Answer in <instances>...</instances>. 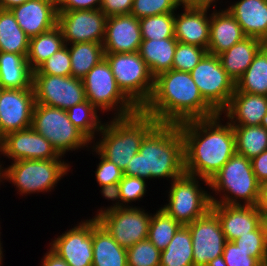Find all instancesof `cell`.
Returning <instances> with one entry per match:
<instances>
[{
    "label": "cell",
    "instance_id": "3",
    "mask_svg": "<svg viewBox=\"0 0 267 266\" xmlns=\"http://www.w3.org/2000/svg\"><path fill=\"white\" fill-rule=\"evenodd\" d=\"M123 173L147 181L166 178L170 182L185 173L184 141L178 124L158 123Z\"/></svg>",
    "mask_w": 267,
    "mask_h": 266
},
{
    "label": "cell",
    "instance_id": "54",
    "mask_svg": "<svg viewBox=\"0 0 267 266\" xmlns=\"http://www.w3.org/2000/svg\"><path fill=\"white\" fill-rule=\"evenodd\" d=\"M29 0H0V9L10 10L16 6H19Z\"/></svg>",
    "mask_w": 267,
    "mask_h": 266
},
{
    "label": "cell",
    "instance_id": "31",
    "mask_svg": "<svg viewBox=\"0 0 267 266\" xmlns=\"http://www.w3.org/2000/svg\"><path fill=\"white\" fill-rule=\"evenodd\" d=\"M64 46L62 31L58 26L30 38L26 56L30 68L33 71L36 70L44 61Z\"/></svg>",
    "mask_w": 267,
    "mask_h": 266
},
{
    "label": "cell",
    "instance_id": "47",
    "mask_svg": "<svg viewBox=\"0 0 267 266\" xmlns=\"http://www.w3.org/2000/svg\"><path fill=\"white\" fill-rule=\"evenodd\" d=\"M101 194L102 196L105 197L108 201H113L112 205L108 207H100V209H97L98 211L96 212L97 214L93 216L91 219L97 220L99 217L102 215L113 211V210H118L123 208L122 206V201H121V195H120V186L119 183H114V184H109V185H104L100 187Z\"/></svg>",
    "mask_w": 267,
    "mask_h": 266
},
{
    "label": "cell",
    "instance_id": "17",
    "mask_svg": "<svg viewBox=\"0 0 267 266\" xmlns=\"http://www.w3.org/2000/svg\"><path fill=\"white\" fill-rule=\"evenodd\" d=\"M73 228L57 235L49 242V248L66 261L69 266H92L93 219H82Z\"/></svg>",
    "mask_w": 267,
    "mask_h": 266
},
{
    "label": "cell",
    "instance_id": "14",
    "mask_svg": "<svg viewBox=\"0 0 267 266\" xmlns=\"http://www.w3.org/2000/svg\"><path fill=\"white\" fill-rule=\"evenodd\" d=\"M107 16L101 9L58 11L57 26L66 44L103 43Z\"/></svg>",
    "mask_w": 267,
    "mask_h": 266
},
{
    "label": "cell",
    "instance_id": "1",
    "mask_svg": "<svg viewBox=\"0 0 267 266\" xmlns=\"http://www.w3.org/2000/svg\"><path fill=\"white\" fill-rule=\"evenodd\" d=\"M221 116L178 124L184 141L185 173L209 181L236 153L233 127L227 120L224 125Z\"/></svg>",
    "mask_w": 267,
    "mask_h": 266
},
{
    "label": "cell",
    "instance_id": "42",
    "mask_svg": "<svg viewBox=\"0 0 267 266\" xmlns=\"http://www.w3.org/2000/svg\"><path fill=\"white\" fill-rule=\"evenodd\" d=\"M178 0H133L131 14L142 19L164 13H175L180 10Z\"/></svg>",
    "mask_w": 267,
    "mask_h": 266
},
{
    "label": "cell",
    "instance_id": "21",
    "mask_svg": "<svg viewBox=\"0 0 267 266\" xmlns=\"http://www.w3.org/2000/svg\"><path fill=\"white\" fill-rule=\"evenodd\" d=\"M227 241L249 234L263 223V214L256 206L212 203Z\"/></svg>",
    "mask_w": 267,
    "mask_h": 266
},
{
    "label": "cell",
    "instance_id": "30",
    "mask_svg": "<svg viewBox=\"0 0 267 266\" xmlns=\"http://www.w3.org/2000/svg\"><path fill=\"white\" fill-rule=\"evenodd\" d=\"M29 41L11 10L0 9V52L27 56Z\"/></svg>",
    "mask_w": 267,
    "mask_h": 266
},
{
    "label": "cell",
    "instance_id": "18",
    "mask_svg": "<svg viewBox=\"0 0 267 266\" xmlns=\"http://www.w3.org/2000/svg\"><path fill=\"white\" fill-rule=\"evenodd\" d=\"M35 104L33 87L0 88L1 140L7 133L31 127Z\"/></svg>",
    "mask_w": 267,
    "mask_h": 266
},
{
    "label": "cell",
    "instance_id": "8",
    "mask_svg": "<svg viewBox=\"0 0 267 266\" xmlns=\"http://www.w3.org/2000/svg\"><path fill=\"white\" fill-rule=\"evenodd\" d=\"M104 58L118 88L138 109H143L153 94L154 77L139 52L104 53Z\"/></svg>",
    "mask_w": 267,
    "mask_h": 266
},
{
    "label": "cell",
    "instance_id": "56",
    "mask_svg": "<svg viewBox=\"0 0 267 266\" xmlns=\"http://www.w3.org/2000/svg\"><path fill=\"white\" fill-rule=\"evenodd\" d=\"M3 245H2V243H1V239H0V266H2V262H3V257H4V255H3Z\"/></svg>",
    "mask_w": 267,
    "mask_h": 266
},
{
    "label": "cell",
    "instance_id": "58",
    "mask_svg": "<svg viewBox=\"0 0 267 266\" xmlns=\"http://www.w3.org/2000/svg\"><path fill=\"white\" fill-rule=\"evenodd\" d=\"M261 126L267 130V113L262 119Z\"/></svg>",
    "mask_w": 267,
    "mask_h": 266
},
{
    "label": "cell",
    "instance_id": "10",
    "mask_svg": "<svg viewBox=\"0 0 267 266\" xmlns=\"http://www.w3.org/2000/svg\"><path fill=\"white\" fill-rule=\"evenodd\" d=\"M86 99L102 114L112 111V117H125L139 109L122 93L116 84L111 67L103 58L82 79Z\"/></svg>",
    "mask_w": 267,
    "mask_h": 266
},
{
    "label": "cell",
    "instance_id": "44",
    "mask_svg": "<svg viewBox=\"0 0 267 266\" xmlns=\"http://www.w3.org/2000/svg\"><path fill=\"white\" fill-rule=\"evenodd\" d=\"M40 74L71 76V60L68 46L65 45L59 51L55 52L37 69Z\"/></svg>",
    "mask_w": 267,
    "mask_h": 266
},
{
    "label": "cell",
    "instance_id": "43",
    "mask_svg": "<svg viewBox=\"0 0 267 266\" xmlns=\"http://www.w3.org/2000/svg\"><path fill=\"white\" fill-rule=\"evenodd\" d=\"M147 180L124 175L119 182L120 195L123 207H134L132 202L139 201L147 193Z\"/></svg>",
    "mask_w": 267,
    "mask_h": 266
},
{
    "label": "cell",
    "instance_id": "12",
    "mask_svg": "<svg viewBox=\"0 0 267 266\" xmlns=\"http://www.w3.org/2000/svg\"><path fill=\"white\" fill-rule=\"evenodd\" d=\"M32 87L36 104L68 110L87 100L83 81L73 76L46 75L34 70Z\"/></svg>",
    "mask_w": 267,
    "mask_h": 266
},
{
    "label": "cell",
    "instance_id": "36",
    "mask_svg": "<svg viewBox=\"0 0 267 266\" xmlns=\"http://www.w3.org/2000/svg\"><path fill=\"white\" fill-rule=\"evenodd\" d=\"M99 110L86 100L66 110L69 120L79 129L91 142L97 140L96 136L101 131L105 121H101Z\"/></svg>",
    "mask_w": 267,
    "mask_h": 266
},
{
    "label": "cell",
    "instance_id": "51",
    "mask_svg": "<svg viewBox=\"0 0 267 266\" xmlns=\"http://www.w3.org/2000/svg\"><path fill=\"white\" fill-rule=\"evenodd\" d=\"M47 250V253L41 258V266H69L65 260L59 257L50 248Z\"/></svg>",
    "mask_w": 267,
    "mask_h": 266
},
{
    "label": "cell",
    "instance_id": "28",
    "mask_svg": "<svg viewBox=\"0 0 267 266\" xmlns=\"http://www.w3.org/2000/svg\"><path fill=\"white\" fill-rule=\"evenodd\" d=\"M32 80L33 70L25 55L0 52L1 89H27Z\"/></svg>",
    "mask_w": 267,
    "mask_h": 266
},
{
    "label": "cell",
    "instance_id": "46",
    "mask_svg": "<svg viewBox=\"0 0 267 266\" xmlns=\"http://www.w3.org/2000/svg\"><path fill=\"white\" fill-rule=\"evenodd\" d=\"M247 253L233 241H227L222 256L227 266H264L257 258L250 257Z\"/></svg>",
    "mask_w": 267,
    "mask_h": 266
},
{
    "label": "cell",
    "instance_id": "19",
    "mask_svg": "<svg viewBox=\"0 0 267 266\" xmlns=\"http://www.w3.org/2000/svg\"><path fill=\"white\" fill-rule=\"evenodd\" d=\"M142 34L139 19L130 14L107 17L104 53L139 52Z\"/></svg>",
    "mask_w": 267,
    "mask_h": 266
},
{
    "label": "cell",
    "instance_id": "59",
    "mask_svg": "<svg viewBox=\"0 0 267 266\" xmlns=\"http://www.w3.org/2000/svg\"><path fill=\"white\" fill-rule=\"evenodd\" d=\"M0 141H1V120H0Z\"/></svg>",
    "mask_w": 267,
    "mask_h": 266
},
{
    "label": "cell",
    "instance_id": "52",
    "mask_svg": "<svg viewBox=\"0 0 267 266\" xmlns=\"http://www.w3.org/2000/svg\"><path fill=\"white\" fill-rule=\"evenodd\" d=\"M219 0H182L180 6L188 8H217V3ZM212 5V6H211Z\"/></svg>",
    "mask_w": 267,
    "mask_h": 266
},
{
    "label": "cell",
    "instance_id": "40",
    "mask_svg": "<svg viewBox=\"0 0 267 266\" xmlns=\"http://www.w3.org/2000/svg\"><path fill=\"white\" fill-rule=\"evenodd\" d=\"M126 250L128 266H160L161 251L149 239Z\"/></svg>",
    "mask_w": 267,
    "mask_h": 266
},
{
    "label": "cell",
    "instance_id": "48",
    "mask_svg": "<svg viewBox=\"0 0 267 266\" xmlns=\"http://www.w3.org/2000/svg\"><path fill=\"white\" fill-rule=\"evenodd\" d=\"M57 11L97 10L102 0H55Z\"/></svg>",
    "mask_w": 267,
    "mask_h": 266
},
{
    "label": "cell",
    "instance_id": "49",
    "mask_svg": "<svg viewBox=\"0 0 267 266\" xmlns=\"http://www.w3.org/2000/svg\"><path fill=\"white\" fill-rule=\"evenodd\" d=\"M133 0H102L100 9L107 17L130 14Z\"/></svg>",
    "mask_w": 267,
    "mask_h": 266
},
{
    "label": "cell",
    "instance_id": "37",
    "mask_svg": "<svg viewBox=\"0 0 267 266\" xmlns=\"http://www.w3.org/2000/svg\"><path fill=\"white\" fill-rule=\"evenodd\" d=\"M182 225L163 209L158 208L152 214L148 239L160 250L163 251L173 239L175 233Z\"/></svg>",
    "mask_w": 267,
    "mask_h": 266
},
{
    "label": "cell",
    "instance_id": "22",
    "mask_svg": "<svg viewBox=\"0 0 267 266\" xmlns=\"http://www.w3.org/2000/svg\"><path fill=\"white\" fill-rule=\"evenodd\" d=\"M181 14L174 13V37L183 44L208 49L210 9L180 7ZM178 13V14H177Z\"/></svg>",
    "mask_w": 267,
    "mask_h": 266
},
{
    "label": "cell",
    "instance_id": "23",
    "mask_svg": "<svg viewBox=\"0 0 267 266\" xmlns=\"http://www.w3.org/2000/svg\"><path fill=\"white\" fill-rule=\"evenodd\" d=\"M267 113V96L239 92L236 88L227 107L220 113L231 125H261ZM226 117V118H225Z\"/></svg>",
    "mask_w": 267,
    "mask_h": 266
},
{
    "label": "cell",
    "instance_id": "7",
    "mask_svg": "<svg viewBox=\"0 0 267 266\" xmlns=\"http://www.w3.org/2000/svg\"><path fill=\"white\" fill-rule=\"evenodd\" d=\"M170 184L168 202L160 208L181 225L193 223L211 209L210 192L207 191L209 181L183 173ZM201 184H205L208 188L205 190Z\"/></svg>",
    "mask_w": 267,
    "mask_h": 266
},
{
    "label": "cell",
    "instance_id": "5",
    "mask_svg": "<svg viewBox=\"0 0 267 266\" xmlns=\"http://www.w3.org/2000/svg\"><path fill=\"white\" fill-rule=\"evenodd\" d=\"M259 187L251 160L237 152L209 180L211 202L217 204L256 206Z\"/></svg>",
    "mask_w": 267,
    "mask_h": 266
},
{
    "label": "cell",
    "instance_id": "45",
    "mask_svg": "<svg viewBox=\"0 0 267 266\" xmlns=\"http://www.w3.org/2000/svg\"><path fill=\"white\" fill-rule=\"evenodd\" d=\"M91 149L94 152L92 154L99 155L98 159L101 160L95 170V179L99 187L119 183L124 176L123 171L117 165L104 158L93 146H91Z\"/></svg>",
    "mask_w": 267,
    "mask_h": 266
},
{
    "label": "cell",
    "instance_id": "27",
    "mask_svg": "<svg viewBox=\"0 0 267 266\" xmlns=\"http://www.w3.org/2000/svg\"><path fill=\"white\" fill-rule=\"evenodd\" d=\"M92 245V266H128L126 248L121 247L95 219H93Z\"/></svg>",
    "mask_w": 267,
    "mask_h": 266
},
{
    "label": "cell",
    "instance_id": "13",
    "mask_svg": "<svg viewBox=\"0 0 267 266\" xmlns=\"http://www.w3.org/2000/svg\"><path fill=\"white\" fill-rule=\"evenodd\" d=\"M152 213L141 207H123L97 219L121 247L129 248L148 239Z\"/></svg>",
    "mask_w": 267,
    "mask_h": 266
},
{
    "label": "cell",
    "instance_id": "2",
    "mask_svg": "<svg viewBox=\"0 0 267 266\" xmlns=\"http://www.w3.org/2000/svg\"><path fill=\"white\" fill-rule=\"evenodd\" d=\"M158 123L179 124L218 113L204 100L190 72L169 70L154 78V90L142 109Z\"/></svg>",
    "mask_w": 267,
    "mask_h": 266
},
{
    "label": "cell",
    "instance_id": "15",
    "mask_svg": "<svg viewBox=\"0 0 267 266\" xmlns=\"http://www.w3.org/2000/svg\"><path fill=\"white\" fill-rule=\"evenodd\" d=\"M186 226L191 232L194 266H206L223 254L227 240L220 220L212 209Z\"/></svg>",
    "mask_w": 267,
    "mask_h": 266
},
{
    "label": "cell",
    "instance_id": "38",
    "mask_svg": "<svg viewBox=\"0 0 267 266\" xmlns=\"http://www.w3.org/2000/svg\"><path fill=\"white\" fill-rule=\"evenodd\" d=\"M142 40L174 37V13H164L139 19Z\"/></svg>",
    "mask_w": 267,
    "mask_h": 266
},
{
    "label": "cell",
    "instance_id": "32",
    "mask_svg": "<svg viewBox=\"0 0 267 266\" xmlns=\"http://www.w3.org/2000/svg\"><path fill=\"white\" fill-rule=\"evenodd\" d=\"M66 45L71 60V76L74 78L82 80L104 58L102 43L81 42Z\"/></svg>",
    "mask_w": 267,
    "mask_h": 266
},
{
    "label": "cell",
    "instance_id": "53",
    "mask_svg": "<svg viewBox=\"0 0 267 266\" xmlns=\"http://www.w3.org/2000/svg\"><path fill=\"white\" fill-rule=\"evenodd\" d=\"M256 207L262 214H267V180L260 183Z\"/></svg>",
    "mask_w": 267,
    "mask_h": 266
},
{
    "label": "cell",
    "instance_id": "11",
    "mask_svg": "<svg viewBox=\"0 0 267 266\" xmlns=\"http://www.w3.org/2000/svg\"><path fill=\"white\" fill-rule=\"evenodd\" d=\"M204 100L221 113L235 91V82L223 69L218 56L206 53L190 72Z\"/></svg>",
    "mask_w": 267,
    "mask_h": 266
},
{
    "label": "cell",
    "instance_id": "20",
    "mask_svg": "<svg viewBox=\"0 0 267 266\" xmlns=\"http://www.w3.org/2000/svg\"><path fill=\"white\" fill-rule=\"evenodd\" d=\"M10 10L19 27L29 38L57 26L58 11L55 0H29Z\"/></svg>",
    "mask_w": 267,
    "mask_h": 266
},
{
    "label": "cell",
    "instance_id": "25",
    "mask_svg": "<svg viewBox=\"0 0 267 266\" xmlns=\"http://www.w3.org/2000/svg\"><path fill=\"white\" fill-rule=\"evenodd\" d=\"M226 7L241 26L246 37L267 44V0H238Z\"/></svg>",
    "mask_w": 267,
    "mask_h": 266
},
{
    "label": "cell",
    "instance_id": "55",
    "mask_svg": "<svg viewBox=\"0 0 267 266\" xmlns=\"http://www.w3.org/2000/svg\"><path fill=\"white\" fill-rule=\"evenodd\" d=\"M206 266H227V264L225 263L223 256L221 255L208 262Z\"/></svg>",
    "mask_w": 267,
    "mask_h": 266
},
{
    "label": "cell",
    "instance_id": "41",
    "mask_svg": "<svg viewBox=\"0 0 267 266\" xmlns=\"http://www.w3.org/2000/svg\"><path fill=\"white\" fill-rule=\"evenodd\" d=\"M206 53L207 50L205 48L177 42L172 70L191 72Z\"/></svg>",
    "mask_w": 267,
    "mask_h": 266
},
{
    "label": "cell",
    "instance_id": "4",
    "mask_svg": "<svg viewBox=\"0 0 267 266\" xmlns=\"http://www.w3.org/2000/svg\"><path fill=\"white\" fill-rule=\"evenodd\" d=\"M158 124L156 119L142 109L125 117H111L101 128L98 140L92 146L108 161L122 171L131 158L139 152L145 136Z\"/></svg>",
    "mask_w": 267,
    "mask_h": 266
},
{
    "label": "cell",
    "instance_id": "29",
    "mask_svg": "<svg viewBox=\"0 0 267 266\" xmlns=\"http://www.w3.org/2000/svg\"><path fill=\"white\" fill-rule=\"evenodd\" d=\"M177 42L176 38L142 40L139 54L154 78L172 69Z\"/></svg>",
    "mask_w": 267,
    "mask_h": 266
},
{
    "label": "cell",
    "instance_id": "33",
    "mask_svg": "<svg viewBox=\"0 0 267 266\" xmlns=\"http://www.w3.org/2000/svg\"><path fill=\"white\" fill-rule=\"evenodd\" d=\"M160 266H194L191 232L182 225L161 251Z\"/></svg>",
    "mask_w": 267,
    "mask_h": 266
},
{
    "label": "cell",
    "instance_id": "35",
    "mask_svg": "<svg viewBox=\"0 0 267 266\" xmlns=\"http://www.w3.org/2000/svg\"><path fill=\"white\" fill-rule=\"evenodd\" d=\"M232 127L238 154L251 160L267 150V130L261 125H232Z\"/></svg>",
    "mask_w": 267,
    "mask_h": 266
},
{
    "label": "cell",
    "instance_id": "26",
    "mask_svg": "<svg viewBox=\"0 0 267 266\" xmlns=\"http://www.w3.org/2000/svg\"><path fill=\"white\" fill-rule=\"evenodd\" d=\"M265 45L266 44L259 39L245 37L240 42L234 44L230 49L218 55L223 69L235 84L248 69L257 53Z\"/></svg>",
    "mask_w": 267,
    "mask_h": 266
},
{
    "label": "cell",
    "instance_id": "50",
    "mask_svg": "<svg viewBox=\"0 0 267 266\" xmlns=\"http://www.w3.org/2000/svg\"><path fill=\"white\" fill-rule=\"evenodd\" d=\"M253 172L259 183L267 180V150L251 159Z\"/></svg>",
    "mask_w": 267,
    "mask_h": 266
},
{
    "label": "cell",
    "instance_id": "39",
    "mask_svg": "<svg viewBox=\"0 0 267 266\" xmlns=\"http://www.w3.org/2000/svg\"><path fill=\"white\" fill-rule=\"evenodd\" d=\"M250 257L257 258L264 266L267 261V239L263 223L254 231L233 241Z\"/></svg>",
    "mask_w": 267,
    "mask_h": 266
},
{
    "label": "cell",
    "instance_id": "24",
    "mask_svg": "<svg viewBox=\"0 0 267 266\" xmlns=\"http://www.w3.org/2000/svg\"><path fill=\"white\" fill-rule=\"evenodd\" d=\"M210 14V31L207 52L218 56L243 40L244 34L236 19L224 7L213 9Z\"/></svg>",
    "mask_w": 267,
    "mask_h": 266
},
{
    "label": "cell",
    "instance_id": "16",
    "mask_svg": "<svg viewBox=\"0 0 267 266\" xmlns=\"http://www.w3.org/2000/svg\"><path fill=\"white\" fill-rule=\"evenodd\" d=\"M0 155L12 160L62 159L51 143L32 127L7 133L0 141Z\"/></svg>",
    "mask_w": 267,
    "mask_h": 266
},
{
    "label": "cell",
    "instance_id": "57",
    "mask_svg": "<svg viewBox=\"0 0 267 266\" xmlns=\"http://www.w3.org/2000/svg\"><path fill=\"white\" fill-rule=\"evenodd\" d=\"M263 225L265 227L266 239H267V214H263Z\"/></svg>",
    "mask_w": 267,
    "mask_h": 266
},
{
    "label": "cell",
    "instance_id": "6",
    "mask_svg": "<svg viewBox=\"0 0 267 266\" xmlns=\"http://www.w3.org/2000/svg\"><path fill=\"white\" fill-rule=\"evenodd\" d=\"M1 158V156H0ZM0 159V186L6 180L22 196L51 192L68 173L71 165L64 159L17 160L3 167Z\"/></svg>",
    "mask_w": 267,
    "mask_h": 266
},
{
    "label": "cell",
    "instance_id": "34",
    "mask_svg": "<svg viewBox=\"0 0 267 266\" xmlns=\"http://www.w3.org/2000/svg\"><path fill=\"white\" fill-rule=\"evenodd\" d=\"M235 88L239 92L267 96V44L257 53Z\"/></svg>",
    "mask_w": 267,
    "mask_h": 266
},
{
    "label": "cell",
    "instance_id": "9",
    "mask_svg": "<svg viewBox=\"0 0 267 266\" xmlns=\"http://www.w3.org/2000/svg\"><path fill=\"white\" fill-rule=\"evenodd\" d=\"M31 127L44 136L61 156L92 146V142L69 120L66 110L60 108L35 104Z\"/></svg>",
    "mask_w": 267,
    "mask_h": 266
}]
</instances>
